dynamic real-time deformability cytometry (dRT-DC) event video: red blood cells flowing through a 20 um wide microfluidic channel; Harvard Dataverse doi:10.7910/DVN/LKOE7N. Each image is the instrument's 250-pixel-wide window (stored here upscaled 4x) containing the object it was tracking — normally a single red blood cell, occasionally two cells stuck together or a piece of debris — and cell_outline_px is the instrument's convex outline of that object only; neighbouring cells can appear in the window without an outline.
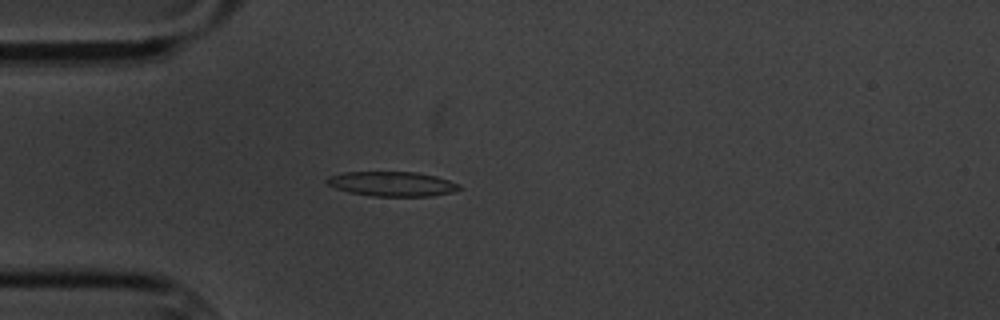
{"species": "common noctule bat (a hibernating species)", "species_latin": "Nyctalus noctula", "temperature_condition": "cold", "stored_images_in_passage": 1, "camera_frame_rate_fps": 3000, "um_per_image_px": 0.085, "animal": {"sex": "male", "body_mass_g": 20.1, "forearm_length_mm": 53.5}, "frame": {"image": 1, "passage_image": 1, "time_ms": 0.0, "image_size_px": [1000, 320], "cell_outline_px": [[460, 188], [452, 192], [428, 196], [372, 196], [348, 192], [336, 188], [328, 184], [324, 180], [328, 176], [344, 172], [416, 172], [436, 176], [460, 184]], "centroid_in_image_um": [33.29, 15.62], "position_along_channel_um": 51.7, "area_um2": 18.96}}